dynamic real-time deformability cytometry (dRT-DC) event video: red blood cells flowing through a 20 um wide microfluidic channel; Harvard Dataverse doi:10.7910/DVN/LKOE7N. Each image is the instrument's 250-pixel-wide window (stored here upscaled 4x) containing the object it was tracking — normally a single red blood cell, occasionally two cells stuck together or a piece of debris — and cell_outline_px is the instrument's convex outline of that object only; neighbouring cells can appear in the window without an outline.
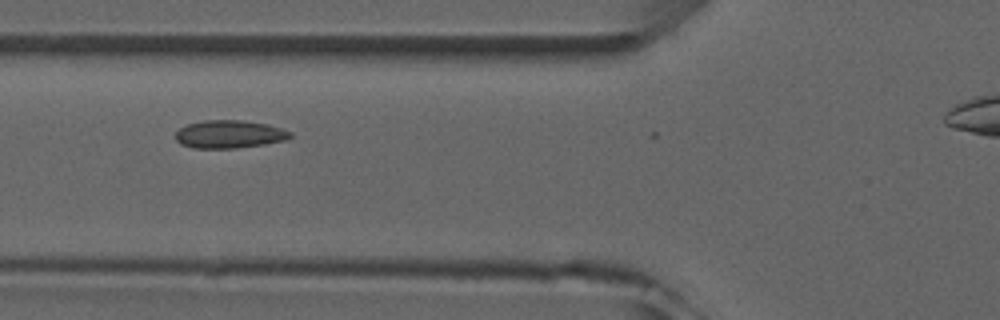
{"species": "common noctule bat (a hibernating species)", "species_latin": "Nyctalus noctula", "temperature_condition": "room temperature", "stored_images_in_passage": 9, "camera_frame_rate_fps": 3000, "um_per_image_px": 0.085, "animal": {"sex": "male", "forearm_length_mm": 52.5}, "frame": {"image": 1, "passage_image": 3, "time_ms": 2.333, "image_size_px": [1000, 320], "cell_outline_px": [[292, 136], [288, 140], [264, 144], [236, 148], [192, 148], [180, 144], [176, 140], [176, 132], [180, 128], [188, 124], [204, 120], [240, 120], [268, 124], [292, 132]], "centroid_in_image_um": [19.51, 11.41], "position_along_channel_um": 106.3, "area_um2": 18.73}}
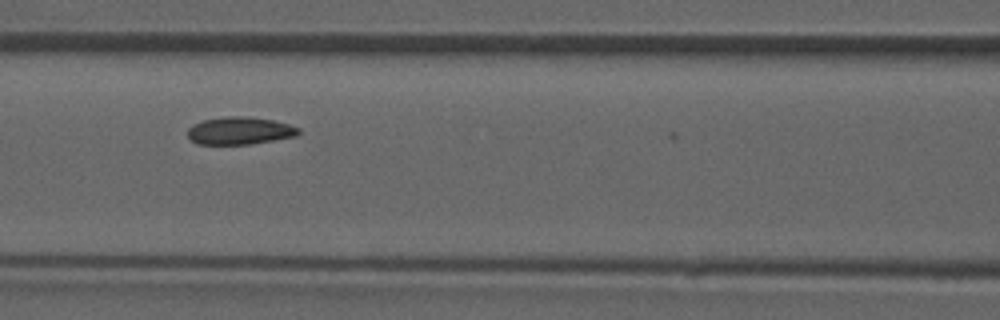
{"frame": {"image": 2, "passage_image": 4, "time_ms": 3.333, "image_size_px": [1000, 320], "cell_outline_px": [[300, 132], [296, 136], [252, 144], [196, 144], [188, 136], [188, 128], [192, 124], [204, 120], [224, 116], [244, 116], [272, 120], [288, 124], [300, 128]], "centroid_in_image_um": [20.37, 11.11], "position_along_channel_um": 146.2, "area_um2": 17.8}}